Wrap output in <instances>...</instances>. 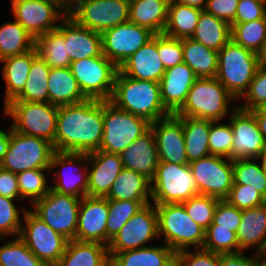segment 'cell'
I'll return each mask as SVG.
<instances>
[{
  "label": "cell",
  "mask_w": 266,
  "mask_h": 266,
  "mask_svg": "<svg viewBox=\"0 0 266 266\" xmlns=\"http://www.w3.org/2000/svg\"><path fill=\"white\" fill-rule=\"evenodd\" d=\"M219 201L218 198L199 194L181 204L191 219L206 230L213 221L214 211Z\"/></svg>",
  "instance_id": "obj_47"
},
{
  "label": "cell",
  "mask_w": 266,
  "mask_h": 266,
  "mask_svg": "<svg viewBox=\"0 0 266 266\" xmlns=\"http://www.w3.org/2000/svg\"><path fill=\"white\" fill-rule=\"evenodd\" d=\"M257 158L233 160V185H246L266 198V179Z\"/></svg>",
  "instance_id": "obj_43"
},
{
  "label": "cell",
  "mask_w": 266,
  "mask_h": 266,
  "mask_svg": "<svg viewBox=\"0 0 266 266\" xmlns=\"http://www.w3.org/2000/svg\"><path fill=\"white\" fill-rule=\"evenodd\" d=\"M259 66L266 67V40L263 42L261 49L257 53Z\"/></svg>",
  "instance_id": "obj_62"
},
{
  "label": "cell",
  "mask_w": 266,
  "mask_h": 266,
  "mask_svg": "<svg viewBox=\"0 0 266 266\" xmlns=\"http://www.w3.org/2000/svg\"><path fill=\"white\" fill-rule=\"evenodd\" d=\"M231 39L254 53H258L266 40V16L251 22L230 24Z\"/></svg>",
  "instance_id": "obj_42"
},
{
  "label": "cell",
  "mask_w": 266,
  "mask_h": 266,
  "mask_svg": "<svg viewBox=\"0 0 266 266\" xmlns=\"http://www.w3.org/2000/svg\"><path fill=\"white\" fill-rule=\"evenodd\" d=\"M49 103L55 106L77 104L88 98L68 68H51L48 75Z\"/></svg>",
  "instance_id": "obj_30"
},
{
  "label": "cell",
  "mask_w": 266,
  "mask_h": 266,
  "mask_svg": "<svg viewBox=\"0 0 266 266\" xmlns=\"http://www.w3.org/2000/svg\"><path fill=\"white\" fill-rule=\"evenodd\" d=\"M169 3L170 0H132L129 21L161 34L167 23Z\"/></svg>",
  "instance_id": "obj_33"
},
{
  "label": "cell",
  "mask_w": 266,
  "mask_h": 266,
  "mask_svg": "<svg viewBox=\"0 0 266 266\" xmlns=\"http://www.w3.org/2000/svg\"><path fill=\"white\" fill-rule=\"evenodd\" d=\"M155 207L159 238L163 235V244L175 253L203 247L205 229L191 219L181 203L161 204Z\"/></svg>",
  "instance_id": "obj_4"
},
{
  "label": "cell",
  "mask_w": 266,
  "mask_h": 266,
  "mask_svg": "<svg viewBox=\"0 0 266 266\" xmlns=\"http://www.w3.org/2000/svg\"><path fill=\"white\" fill-rule=\"evenodd\" d=\"M191 38L210 49L220 51L231 40V25L202 10Z\"/></svg>",
  "instance_id": "obj_35"
},
{
  "label": "cell",
  "mask_w": 266,
  "mask_h": 266,
  "mask_svg": "<svg viewBox=\"0 0 266 266\" xmlns=\"http://www.w3.org/2000/svg\"><path fill=\"white\" fill-rule=\"evenodd\" d=\"M231 206L244 210L255 208L266 203V198L256 189L246 185H232L228 197L225 199Z\"/></svg>",
  "instance_id": "obj_52"
},
{
  "label": "cell",
  "mask_w": 266,
  "mask_h": 266,
  "mask_svg": "<svg viewBox=\"0 0 266 266\" xmlns=\"http://www.w3.org/2000/svg\"><path fill=\"white\" fill-rule=\"evenodd\" d=\"M220 121H211L209 134V152L210 155L222 156L230 159L233 130L228 122L227 124H217Z\"/></svg>",
  "instance_id": "obj_49"
},
{
  "label": "cell",
  "mask_w": 266,
  "mask_h": 266,
  "mask_svg": "<svg viewBox=\"0 0 266 266\" xmlns=\"http://www.w3.org/2000/svg\"><path fill=\"white\" fill-rule=\"evenodd\" d=\"M174 2H178L180 4L200 8L202 10L205 9L207 0H172Z\"/></svg>",
  "instance_id": "obj_61"
},
{
  "label": "cell",
  "mask_w": 266,
  "mask_h": 266,
  "mask_svg": "<svg viewBox=\"0 0 266 266\" xmlns=\"http://www.w3.org/2000/svg\"><path fill=\"white\" fill-rule=\"evenodd\" d=\"M14 19L35 39L57 29L68 12L53 0H10Z\"/></svg>",
  "instance_id": "obj_15"
},
{
  "label": "cell",
  "mask_w": 266,
  "mask_h": 266,
  "mask_svg": "<svg viewBox=\"0 0 266 266\" xmlns=\"http://www.w3.org/2000/svg\"><path fill=\"white\" fill-rule=\"evenodd\" d=\"M55 266H110L108 246L71 240Z\"/></svg>",
  "instance_id": "obj_31"
},
{
  "label": "cell",
  "mask_w": 266,
  "mask_h": 266,
  "mask_svg": "<svg viewBox=\"0 0 266 266\" xmlns=\"http://www.w3.org/2000/svg\"><path fill=\"white\" fill-rule=\"evenodd\" d=\"M258 266H266V254H258Z\"/></svg>",
  "instance_id": "obj_65"
},
{
  "label": "cell",
  "mask_w": 266,
  "mask_h": 266,
  "mask_svg": "<svg viewBox=\"0 0 266 266\" xmlns=\"http://www.w3.org/2000/svg\"><path fill=\"white\" fill-rule=\"evenodd\" d=\"M38 56L36 48L21 55L8 57L3 62L2 76L5 80L4 106L14 100L24 89L32 61Z\"/></svg>",
  "instance_id": "obj_29"
},
{
  "label": "cell",
  "mask_w": 266,
  "mask_h": 266,
  "mask_svg": "<svg viewBox=\"0 0 266 266\" xmlns=\"http://www.w3.org/2000/svg\"><path fill=\"white\" fill-rule=\"evenodd\" d=\"M197 78L184 62L166 69L159 83L162 103L171 114L183 106Z\"/></svg>",
  "instance_id": "obj_24"
},
{
  "label": "cell",
  "mask_w": 266,
  "mask_h": 266,
  "mask_svg": "<svg viewBox=\"0 0 266 266\" xmlns=\"http://www.w3.org/2000/svg\"><path fill=\"white\" fill-rule=\"evenodd\" d=\"M9 141H10L9 130L7 132L3 129H0V162L2 161L4 155L7 152Z\"/></svg>",
  "instance_id": "obj_60"
},
{
  "label": "cell",
  "mask_w": 266,
  "mask_h": 266,
  "mask_svg": "<svg viewBox=\"0 0 266 266\" xmlns=\"http://www.w3.org/2000/svg\"><path fill=\"white\" fill-rule=\"evenodd\" d=\"M239 0H207L205 11L231 24L235 19Z\"/></svg>",
  "instance_id": "obj_56"
},
{
  "label": "cell",
  "mask_w": 266,
  "mask_h": 266,
  "mask_svg": "<svg viewBox=\"0 0 266 266\" xmlns=\"http://www.w3.org/2000/svg\"><path fill=\"white\" fill-rule=\"evenodd\" d=\"M50 69L38 55L32 61L23 91L12 101L49 102L48 75Z\"/></svg>",
  "instance_id": "obj_40"
},
{
  "label": "cell",
  "mask_w": 266,
  "mask_h": 266,
  "mask_svg": "<svg viewBox=\"0 0 266 266\" xmlns=\"http://www.w3.org/2000/svg\"><path fill=\"white\" fill-rule=\"evenodd\" d=\"M242 210L231 206L226 200H220L215 208L213 221L208 228H232L237 232L241 223Z\"/></svg>",
  "instance_id": "obj_54"
},
{
  "label": "cell",
  "mask_w": 266,
  "mask_h": 266,
  "mask_svg": "<svg viewBox=\"0 0 266 266\" xmlns=\"http://www.w3.org/2000/svg\"><path fill=\"white\" fill-rule=\"evenodd\" d=\"M243 97L245 103L241 106L237 104V107L242 110L252 111L266 107V67L259 66Z\"/></svg>",
  "instance_id": "obj_50"
},
{
  "label": "cell",
  "mask_w": 266,
  "mask_h": 266,
  "mask_svg": "<svg viewBox=\"0 0 266 266\" xmlns=\"http://www.w3.org/2000/svg\"><path fill=\"white\" fill-rule=\"evenodd\" d=\"M27 208L19 238L45 265L55 266L65 253L69 240L57 233Z\"/></svg>",
  "instance_id": "obj_11"
},
{
  "label": "cell",
  "mask_w": 266,
  "mask_h": 266,
  "mask_svg": "<svg viewBox=\"0 0 266 266\" xmlns=\"http://www.w3.org/2000/svg\"><path fill=\"white\" fill-rule=\"evenodd\" d=\"M73 76L83 94L88 99L110 100L118 66L101 56L72 61L70 65Z\"/></svg>",
  "instance_id": "obj_10"
},
{
  "label": "cell",
  "mask_w": 266,
  "mask_h": 266,
  "mask_svg": "<svg viewBox=\"0 0 266 266\" xmlns=\"http://www.w3.org/2000/svg\"><path fill=\"white\" fill-rule=\"evenodd\" d=\"M157 50L165 69L184 62L181 39L157 34Z\"/></svg>",
  "instance_id": "obj_51"
},
{
  "label": "cell",
  "mask_w": 266,
  "mask_h": 266,
  "mask_svg": "<svg viewBox=\"0 0 266 266\" xmlns=\"http://www.w3.org/2000/svg\"><path fill=\"white\" fill-rule=\"evenodd\" d=\"M104 100L87 99L58 107L54 140L56 152L91 153L103 139Z\"/></svg>",
  "instance_id": "obj_1"
},
{
  "label": "cell",
  "mask_w": 266,
  "mask_h": 266,
  "mask_svg": "<svg viewBox=\"0 0 266 266\" xmlns=\"http://www.w3.org/2000/svg\"><path fill=\"white\" fill-rule=\"evenodd\" d=\"M235 100L216 77L197 78L188 92L185 103L175 115L220 121L237 108L235 104L231 110L229 109L230 103Z\"/></svg>",
  "instance_id": "obj_3"
},
{
  "label": "cell",
  "mask_w": 266,
  "mask_h": 266,
  "mask_svg": "<svg viewBox=\"0 0 266 266\" xmlns=\"http://www.w3.org/2000/svg\"><path fill=\"white\" fill-rule=\"evenodd\" d=\"M87 165H90L87 188V196L90 197H105L124 168L120 154L102 150L88 153Z\"/></svg>",
  "instance_id": "obj_22"
},
{
  "label": "cell",
  "mask_w": 266,
  "mask_h": 266,
  "mask_svg": "<svg viewBox=\"0 0 266 266\" xmlns=\"http://www.w3.org/2000/svg\"><path fill=\"white\" fill-rule=\"evenodd\" d=\"M150 128L155 136L159 162L189 164L182 121L175 114L151 123Z\"/></svg>",
  "instance_id": "obj_20"
},
{
  "label": "cell",
  "mask_w": 266,
  "mask_h": 266,
  "mask_svg": "<svg viewBox=\"0 0 266 266\" xmlns=\"http://www.w3.org/2000/svg\"><path fill=\"white\" fill-rule=\"evenodd\" d=\"M233 143L230 159L259 158L266 151L263 135L250 111L236 108L230 115Z\"/></svg>",
  "instance_id": "obj_19"
},
{
  "label": "cell",
  "mask_w": 266,
  "mask_h": 266,
  "mask_svg": "<svg viewBox=\"0 0 266 266\" xmlns=\"http://www.w3.org/2000/svg\"><path fill=\"white\" fill-rule=\"evenodd\" d=\"M0 195L22 201L17 175L3 168H0Z\"/></svg>",
  "instance_id": "obj_57"
},
{
  "label": "cell",
  "mask_w": 266,
  "mask_h": 266,
  "mask_svg": "<svg viewBox=\"0 0 266 266\" xmlns=\"http://www.w3.org/2000/svg\"><path fill=\"white\" fill-rule=\"evenodd\" d=\"M9 128V145L1 168L15 174L33 169H50L53 145L44 139L28 136Z\"/></svg>",
  "instance_id": "obj_9"
},
{
  "label": "cell",
  "mask_w": 266,
  "mask_h": 266,
  "mask_svg": "<svg viewBox=\"0 0 266 266\" xmlns=\"http://www.w3.org/2000/svg\"><path fill=\"white\" fill-rule=\"evenodd\" d=\"M120 156L124 168L143 174L151 181L159 164L156 140L151 128L133 141Z\"/></svg>",
  "instance_id": "obj_26"
},
{
  "label": "cell",
  "mask_w": 266,
  "mask_h": 266,
  "mask_svg": "<svg viewBox=\"0 0 266 266\" xmlns=\"http://www.w3.org/2000/svg\"><path fill=\"white\" fill-rule=\"evenodd\" d=\"M105 198L108 200L151 201V181L143 174L123 168Z\"/></svg>",
  "instance_id": "obj_32"
},
{
  "label": "cell",
  "mask_w": 266,
  "mask_h": 266,
  "mask_svg": "<svg viewBox=\"0 0 266 266\" xmlns=\"http://www.w3.org/2000/svg\"><path fill=\"white\" fill-rule=\"evenodd\" d=\"M150 201L108 200L109 216L106 225V246L121 228Z\"/></svg>",
  "instance_id": "obj_41"
},
{
  "label": "cell",
  "mask_w": 266,
  "mask_h": 266,
  "mask_svg": "<svg viewBox=\"0 0 266 266\" xmlns=\"http://www.w3.org/2000/svg\"><path fill=\"white\" fill-rule=\"evenodd\" d=\"M258 68L257 54L232 39L218 51L216 78L236 100L248 90Z\"/></svg>",
  "instance_id": "obj_5"
},
{
  "label": "cell",
  "mask_w": 266,
  "mask_h": 266,
  "mask_svg": "<svg viewBox=\"0 0 266 266\" xmlns=\"http://www.w3.org/2000/svg\"><path fill=\"white\" fill-rule=\"evenodd\" d=\"M87 163L88 153H67L55 151L51 157L50 170H53L57 167L61 168H59L58 172H54L56 176L55 179H53V183H55L53 186H50L51 190L62 194L73 195L78 198H83L84 196H87ZM72 167L78 168L79 170L76 169V171Z\"/></svg>",
  "instance_id": "obj_18"
},
{
  "label": "cell",
  "mask_w": 266,
  "mask_h": 266,
  "mask_svg": "<svg viewBox=\"0 0 266 266\" xmlns=\"http://www.w3.org/2000/svg\"><path fill=\"white\" fill-rule=\"evenodd\" d=\"M50 169H33L17 175L20 197L28 199L31 205L42 199L51 189L45 171Z\"/></svg>",
  "instance_id": "obj_44"
},
{
  "label": "cell",
  "mask_w": 266,
  "mask_h": 266,
  "mask_svg": "<svg viewBox=\"0 0 266 266\" xmlns=\"http://www.w3.org/2000/svg\"><path fill=\"white\" fill-rule=\"evenodd\" d=\"M245 252L219 254V266H258V254L246 257Z\"/></svg>",
  "instance_id": "obj_58"
},
{
  "label": "cell",
  "mask_w": 266,
  "mask_h": 266,
  "mask_svg": "<svg viewBox=\"0 0 266 266\" xmlns=\"http://www.w3.org/2000/svg\"><path fill=\"white\" fill-rule=\"evenodd\" d=\"M0 266H47L19 238L0 245Z\"/></svg>",
  "instance_id": "obj_45"
},
{
  "label": "cell",
  "mask_w": 266,
  "mask_h": 266,
  "mask_svg": "<svg viewBox=\"0 0 266 266\" xmlns=\"http://www.w3.org/2000/svg\"><path fill=\"white\" fill-rule=\"evenodd\" d=\"M159 237L158 219L155 204H148L137 212L121 228L108 245V253H119L148 245Z\"/></svg>",
  "instance_id": "obj_17"
},
{
  "label": "cell",
  "mask_w": 266,
  "mask_h": 266,
  "mask_svg": "<svg viewBox=\"0 0 266 266\" xmlns=\"http://www.w3.org/2000/svg\"><path fill=\"white\" fill-rule=\"evenodd\" d=\"M202 248L217 254L240 252L237 235L232 228H207Z\"/></svg>",
  "instance_id": "obj_46"
},
{
  "label": "cell",
  "mask_w": 266,
  "mask_h": 266,
  "mask_svg": "<svg viewBox=\"0 0 266 266\" xmlns=\"http://www.w3.org/2000/svg\"><path fill=\"white\" fill-rule=\"evenodd\" d=\"M109 216L108 199L81 198L75 240L106 245V225Z\"/></svg>",
  "instance_id": "obj_21"
},
{
  "label": "cell",
  "mask_w": 266,
  "mask_h": 266,
  "mask_svg": "<svg viewBox=\"0 0 266 266\" xmlns=\"http://www.w3.org/2000/svg\"><path fill=\"white\" fill-rule=\"evenodd\" d=\"M199 194L225 200L233 185V161L209 155L189 163Z\"/></svg>",
  "instance_id": "obj_14"
},
{
  "label": "cell",
  "mask_w": 266,
  "mask_h": 266,
  "mask_svg": "<svg viewBox=\"0 0 266 266\" xmlns=\"http://www.w3.org/2000/svg\"><path fill=\"white\" fill-rule=\"evenodd\" d=\"M250 112L254 115L259 130L261 131V134L263 135L264 138V142L266 144V107L257 108Z\"/></svg>",
  "instance_id": "obj_59"
},
{
  "label": "cell",
  "mask_w": 266,
  "mask_h": 266,
  "mask_svg": "<svg viewBox=\"0 0 266 266\" xmlns=\"http://www.w3.org/2000/svg\"><path fill=\"white\" fill-rule=\"evenodd\" d=\"M118 68L130 78L159 83L166 69L157 50V34Z\"/></svg>",
  "instance_id": "obj_25"
},
{
  "label": "cell",
  "mask_w": 266,
  "mask_h": 266,
  "mask_svg": "<svg viewBox=\"0 0 266 266\" xmlns=\"http://www.w3.org/2000/svg\"><path fill=\"white\" fill-rule=\"evenodd\" d=\"M262 253H263V254H266V244H265V246H264V249H263Z\"/></svg>",
  "instance_id": "obj_66"
},
{
  "label": "cell",
  "mask_w": 266,
  "mask_h": 266,
  "mask_svg": "<svg viewBox=\"0 0 266 266\" xmlns=\"http://www.w3.org/2000/svg\"><path fill=\"white\" fill-rule=\"evenodd\" d=\"M57 29L64 37L71 62L102 55L101 33L79 25L69 15L60 21Z\"/></svg>",
  "instance_id": "obj_23"
},
{
  "label": "cell",
  "mask_w": 266,
  "mask_h": 266,
  "mask_svg": "<svg viewBox=\"0 0 266 266\" xmlns=\"http://www.w3.org/2000/svg\"><path fill=\"white\" fill-rule=\"evenodd\" d=\"M190 250L175 253V266H219V254L203 248Z\"/></svg>",
  "instance_id": "obj_53"
},
{
  "label": "cell",
  "mask_w": 266,
  "mask_h": 266,
  "mask_svg": "<svg viewBox=\"0 0 266 266\" xmlns=\"http://www.w3.org/2000/svg\"><path fill=\"white\" fill-rule=\"evenodd\" d=\"M183 61L198 78L216 77L218 51L210 49L192 38L181 39Z\"/></svg>",
  "instance_id": "obj_36"
},
{
  "label": "cell",
  "mask_w": 266,
  "mask_h": 266,
  "mask_svg": "<svg viewBox=\"0 0 266 266\" xmlns=\"http://www.w3.org/2000/svg\"><path fill=\"white\" fill-rule=\"evenodd\" d=\"M257 160H261V162H260L261 167H262L265 179H266V151L263 155H261L259 158H257Z\"/></svg>",
  "instance_id": "obj_64"
},
{
  "label": "cell",
  "mask_w": 266,
  "mask_h": 266,
  "mask_svg": "<svg viewBox=\"0 0 266 266\" xmlns=\"http://www.w3.org/2000/svg\"><path fill=\"white\" fill-rule=\"evenodd\" d=\"M177 117L182 121L188 162L209 156L211 121L187 116Z\"/></svg>",
  "instance_id": "obj_34"
},
{
  "label": "cell",
  "mask_w": 266,
  "mask_h": 266,
  "mask_svg": "<svg viewBox=\"0 0 266 266\" xmlns=\"http://www.w3.org/2000/svg\"><path fill=\"white\" fill-rule=\"evenodd\" d=\"M266 16V2L261 0H239L235 19L231 24L251 22Z\"/></svg>",
  "instance_id": "obj_55"
},
{
  "label": "cell",
  "mask_w": 266,
  "mask_h": 266,
  "mask_svg": "<svg viewBox=\"0 0 266 266\" xmlns=\"http://www.w3.org/2000/svg\"><path fill=\"white\" fill-rule=\"evenodd\" d=\"M202 9L170 0L168 17L163 34L177 38H191Z\"/></svg>",
  "instance_id": "obj_37"
},
{
  "label": "cell",
  "mask_w": 266,
  "mask_h": 266,
  "mask_svg": "<svg viewBox=\"0 0 266 266\" xmlns=\"http://www.w3.org/2000/svg\"><path fill=\"white\" fill-rule=\"evenodd\" d=\"M108 254L110 266H175V252L165 244Z\"/></svg>",
  "instance_id": "obj_28"
},
{
  "label": "cell",
  "mask_w": 266,
  "mask_h": 266,
  "mask_svg": "<svg viewBox=\"0 0 266 266\" xmlns=\"http://www.w3.org/2000/svg\"><path fill=\"white\" fill-rule=\"evenodd\" d=\"M35 48V38L14 19L0 26V61Z\"/></svg>",
  "instance_id": "obj_38"
},
{
  "label": "cell",
  "mask_w": 266,
  "mask_h": 266,
  "mask_svg": "<svg viewBox=\"0 0 266 266\" xmlns=\"http://www.w3.org/2000/svg\"><path fill=\"white\" fill-rule=\"evenodd\" d=\"M240 252L256 247L261 254L266 244V203L242 210L241 223L236 232Z\"/></svg>",
  "instance_id": "obj_27"
},
{
  "label": "cell",
  "mask_w": 266,
  "mask_h": 266,
  "mask_svg": "<svg viewBox=\"0 0 266 266\" xmlns=\"http://www.w3.org/2000/svg\"><path fill=\"white\" fill-rule=\"evenodd\" d=\"M81 198L53 190L34 202L31 211L69 241L75 240Z\"/></svg>",
  "instance_id": "obj_12"
},
{
  "label": "cell",
  "mask_w": 266,
  "mask_h": 266,
  "mask_svg": "<svg viewBox=\"0 0 266 266\" xmlns=\"http://www.w3.org/2000/svg\"><path fill=\"white\" fill-rule=\"evenodd\" d=\"M154 36L146 27L125 22L101 33L102 54L119 67Z\"/></svg>",
  "instance_id": "obj_16"
},
{
  "label": "cell",
  "mask_w": 266,
  "mask_h": 266,
  "mask_svg": "<svg viewBox=\"0 0 266 266\" xmlns=\"http://www.w3.org/2000/svg\"><path fill=\"white\" fill-rule=\"evenodd\" d=\"M150 124L146 119L117 108L109 100H104V131L99 150L121 154L150 129Z\"/></svg>",
  "instance_id": "obj_7"
},
{
  "label": "cell",
  "mask_w": 266,
  "mask_h": 266,
  "mask_svg": "<svg viewBox=\"0 0 266 266\" xmlns=\"http://www.w3.org/2000/svg\"><path fill=\"white\" fill-rule=\"evenodd\" d=\"M55 2H57L61 7H63L67 12H69L74 4L76 0H53Z\"/></svg>",
  "instance_id": "obj_63"
},
{
  "label": "cell",
  "mask_w": 266,
  "mask_h": 266,
  "mask_svg": "<svg viewBox=\"0 0 266 266\" xmlns=\"http://www.w3.org/2000/svg\"><path fill=\"white\" fill-rule=\"evenodd\" d=\"M35 48L50 68H68L71 60L64 37L58 29L51 30L35 39Z\"/></svg>",
  "instance_id": "obj_39"
},
{
  "label": "cell",
  "mask_w": 266,
  "mask_h": 266,
  "mask_svg": "<svg viewBox=\"0 0 266 266\" xmlns=\"http://www.w3.org/2000/svg\"><path fill=\"white\" fill-rule=\"evenodd\" d=\"M15 199L0 195V240L5 237H18L20 234L22 220L20 213L27 210L25 206L22 209L16 206Z\"/></svg>",
  "instance_id": "obj_48"
},
{
  "label": "cell",
  "mask_w": 266,
  "mask_h": 266,
  "mask_svg": "<svg viewBox=\"0 0 266 266\" xmlns=\"http://www.w3.org/2000/svg\"><path fill=\"white\" fill-rule=\"evenodd\" d=\"M3 112L12 118L13 131L49 141L54 148L58 106L49 102L10 101Z\"/></svg>",
  "instance_id": "obj_6"
},
{
  "label": "cell",
  "mask_w": 266,
  "mask_h": 266,
  "mask_svg": "<svg viewBox=\"0 0 266 266\" xmlns=\"http://www.w3.org/2000/svg\"><path fill=\"white\" fill-rule=\"evenodd\" d=\"M199 195L189 164L159 162L151 180V200L155 205L183 203Z\"/></svg>",
  "instance_id": "obj_8"
},
{
  "label": "cell",
  "mask_w": 266,
  "mask_h": 266,
  "mask_svg": "<svg viewBox=\"0 0 266 266\" xmlns=\"http://www.w3.org/2000/svg\"><path fill=\"white\" fill-rule=\"evenodd\" d=\"M128 0H76L68 12L79 25L102 33L129 21Z\"/></svg>",
  "instance_id": "obj_13"
},
{
  "label": "cell",
  "mask_w": 266,
  "mask_h": 266,
  "mask_svg": "<svg viewBox=\"0 0 266 266\" xmlns=\"http://www.w3.org/2000/svg\"><path fill=\"white\" fill-rule=\"evenodd\" d=\"M109 101L117 108L144 118L150 123L171 115L162 103L160 83L133 79L119 71Z\"/></svg>",
  "instance_id": "obj_2"
}]
</instances>
